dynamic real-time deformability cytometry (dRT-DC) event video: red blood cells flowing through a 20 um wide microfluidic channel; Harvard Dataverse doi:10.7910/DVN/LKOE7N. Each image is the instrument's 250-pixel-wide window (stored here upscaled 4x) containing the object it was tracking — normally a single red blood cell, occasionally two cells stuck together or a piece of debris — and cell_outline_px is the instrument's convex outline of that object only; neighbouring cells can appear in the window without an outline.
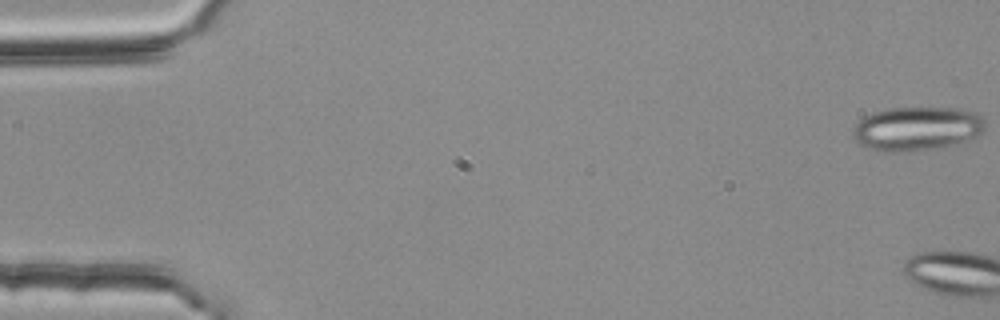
{"species": "common noctule bat (a hibernating species)", "species_latin": "Nyctalus noctula", "temperature_condition": "room temperature", "stored_images_in_passage": 4, "camera_frame_rate_fps": 3000, "um_per_image_px": 0.085, "animal": {"sex": "female", "body_mass_g": 25.1}, "frame": {"image": 1, "passage_image": 1, "time_ms": 0.0, "image_size_px": [1000, 320], "cell_outline_px": [[984, 132], [976, 136], [952, 144], [912, 152], [884, 152], [868, 148], [860, 144], [852, 136], [852, 132], [856, 124], [864, 116], [872, 112], [888, 108], [956, 108], [976, 112], [984, 120]], "centroid_in_image_um": [77.89, 10.93], "position_along_channel_um": 7.1, "area_um2": 33.81}}